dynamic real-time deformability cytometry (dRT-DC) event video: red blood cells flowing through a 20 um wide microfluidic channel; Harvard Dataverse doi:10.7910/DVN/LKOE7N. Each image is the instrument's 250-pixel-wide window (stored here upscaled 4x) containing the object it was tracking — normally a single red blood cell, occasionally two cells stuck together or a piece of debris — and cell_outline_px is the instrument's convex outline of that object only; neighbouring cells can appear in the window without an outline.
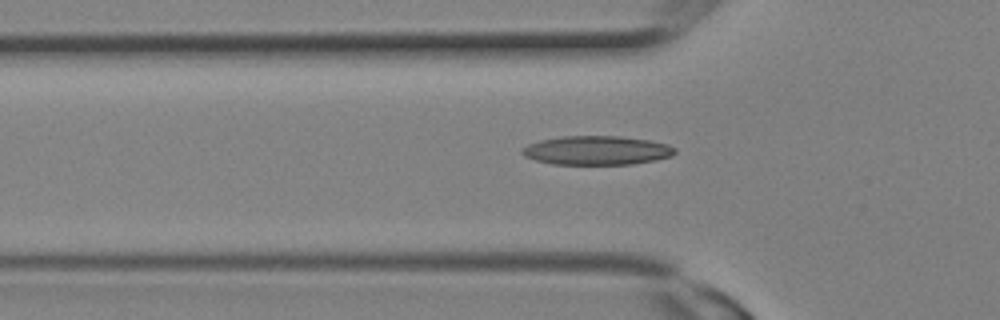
{"species": "Egyptian fruit bat (a non-hibernating species)", "species_latin": "Rousettus aegyptiacus", "temperature_condition": "room temperature", "stored_images_in_passage": 2, "camera_frame_rate_fps": 3000, "um_per_image_px": 0.085, "animal": {"sex": "female"}, "frame": {"image": 1, "passage_image": 2, "time_ms": 0.333, "image_size_px": [1000, 320], "cell_outline_px": [[676, 152], [672, 156], [656, 160], [632, 164], [552, 164], [536, 160], [524, 156], [520, 152], [520, 148], [528, 144], [540, 140], [564, 136], [616, 136], [648, 140], [668, 144], [676, 148]], "centroid_in_image_um": [50.71, 12.78], "position_along_channel_um": 75.1, "area_um2": 25.84}}